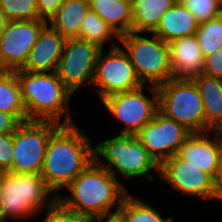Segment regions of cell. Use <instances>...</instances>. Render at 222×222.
<instances>
[{"instance_id": "1", "label": "cell", "mask_w": 222, "mask_h": 222, "mask_svg": "<svg viewBox=\"0 0 222 222\" xmlns=\"http://www.w3.org/2000/svg\"><path fill=\"white\" fill-rule=\"evenodd\" d=\"M80 129L60 124L50 135L40 174L56 196L94 160L93 141Z\"/></svg>"}, {"instance_id": "2", "label": "cell", "mask_w": 222, "mask_h": 222, "mask_svg": "<svg viewBox=\"0 0 222 222\" xmlns=\"http://www.w3.org/2000/svg\"><path fill=\"white\" fill-rule=\"evenodd\" d=\"M57 200L68 210L88 219L117 213L129 193L107 168L93 160L66 188Z\"/></svg>"}, {"instance_id": "3", "label": "cell", "mask_w": 222, "mask_h": 222, "mask_svg": "<svg viewBox=\"0 0 222 222\" xmlns=\"http://www.w3.org/2000/svg\"><path fill=\"white\" fill-rule=\"evenodd\" d=\"M24 102L27 121H53L72 124L69 108L74 94L64 85L56 72L15 70Z\"/></svg>"}, {"instance_id": "4", "label": "cell", "mask_w": 222, "mask_h": 222, "mask_svg": "<svg viewBox=\"0 0 222 222\" xmlns=\"http://www.w3.org/2000/svg\"><path fill=\"white\" fill-rule=\"evenodd\" d=\"M56 201L41 174L3 172L0 176V215L5 222L34 219Z\"/></svg>"}, {"instance_id": "5", "label": "cell", "mask_w": 222, "mask_h": 222, "mask_svg": "<svg viewBox=\"0 0 222 222\" xmlns=\"http://www.w3.org/2000/svg\"><path fill=\"white\" fill-rule=\"evenodd\" d=\"M93 144L94 160L118 180L117 173L125 180L145 177L148 182H154L152 170L159 175L160 165L133 134L119 133Z\"/></svg>"}, {"instance_id": "6", "label": "cell", "mask_w": 222, "mask_h": 222, "mask_svg": "<svg viewBox=\"0 0 222 222\" xmlns=\"http://www.w3.org/2000/svg\"><path fill=\"white\" fill-rule=\"evenodd\" d=\"M119 45H122L144 85L159 86L174 78L169 44L156 35L130 31L120 35Z\"/></svg>"}, {"instance_id": "7", "label": "cell", "mask_w": 222, "mask_h": 222, "mask_svg": "<svg viewBox=\"0 0 222 222\" xmlns=\"http://www.w3.org/2000/svg\"><path fill=\"white\" fill-rule=\"evenodd\" d=\"M158 110L184 125L192 133L205 132V115L200 91L190 78H172L157 86Z\"/></svg>"}, {"instance_id": "8", "label": "cell", "mask_w": 222, "mask_h": 222, "mask_svg": "<svg viewBox=\"0 0 222 222\" xmlns=\"http://www.w3.org/2000/svg\"><path fill=\"white\" fill-rule=\"evenodd\" d=\"M146 92H150V96ZM101 104L111 117L121 123L122 128L118 133L136 135L158 111L157 86L143 85L132 91L105 97Z\"/></svg>"}, {"instance_id": "9", "label": "cell", "mask_w": 222, "mask_h": 222, "mask_svg": "<svg viewBox=\"0 0 222 222\" xmlns=\"http://www.w3.org/2000/svg\"><path fill=\"white\" fill-rule=\"evenodd\" d=\"M59 125L28 120L18 126L13 132L12 173H41L50 135Z\"/></svg>"}, {"instance_id": "10", "label": "cell", "mask_w": 222, "mask_h": 222, "mask_svg": "<svg viewBox=\"0 0 222 222\" xmlns=\"http://www.w3.org/2000/svg\"><path fill=\"white\" fill-rule=\"evenodd\" d=\"M105 51L106 49H101L97 57L92 83L93 91L100 97L99 101L105 97L132 91L144 85L121 45L110 48L106 54Z\"/></svg>"}, {"instance_id": "11", "label": "cell", "mask_w": 222, "mask_h": 222, "mask_svg": "<svg viewBox=\"0 0 222 222\" xmlns=\"http://www.w3.org/2000/svg\"><path fill=\"white\" fill-rule=\"evenodd\" d=\"M101 49L80 38H67L56 70L57 76L75 95L84 85L92 87Z\"/></svg>"}, {"instance_id": "12", "label": "cell", "mask_w": 222, "mask_h": 222, "mask_svg": "<svg viewBox=\"0 0 222 222\" xmlns=\"http://www.w3.org/2000/svg\"><path fill=\"white\" fill-rule=\"evenodd\" d=\"M159 178L177 193L187 195L189 198L214 201L215 180L198 166L190 164L177 154L160 164Z\"/></svg>"}, {"instance_id": "13", "label": "cell", "mask_w": 222, "mask_h": 222, "mask_svg": "<svg viewBox=\"0 0 222 222\" xmlns=\"http://www.w3.org/2000/svg\"><path fill=\"white\" fill-rule=\"evenodd\" d=\"M184 125L165 116L159 110L135 135L148 153L160 165L177 154L183 141L191 134Z\"/></svg>"}, {"instance_id": "14", "label": "cell", "mask_w": 222, "mask_h": 222, "mask_svg": "<svg viewBox=\"0 0 222 222\" xmlns=\"http://www.w3.org/2000/svg\"><path fill=\"white\" fill-rule=\"evenodd\" d=\"M46 25L47 21L42 19L8 21L0 40V64L5 70L15 71L25 65Z\"/></svg>"}, {"instance_id": "15", "label": "cell", "mask_w": 222, "mask_h": 222, "mask_svg": "<svg viewBox=\"0 0 222 222\" xmlns=\"http://www.w3.org/2000/svg\"><path fill=\"white\" fill-rule=\"evenodd\" d=\"M221 154L222 133L220 131L191 133L177 152L180 158L198 166L214 180L218 174Z\"/></svg>"}, {"instance_id": "16", "label": "cell", "mask_w": 222, "mask_h": 222, "mask_svg": "<svg viewBox=\"0 0 222 222\" xmlns=\"http://www.w3.org/2000/svg\"><path fill=\"white\" fill-rule=\"evenodd\" d=\"M65 42L66 38L47 24L21 69L30 72H56Z\"/></svg>"}, {"instance_id": "17", "label": "cell", "mask_w": 222, "mask_h": 222, "mask_svg": "<svg viewBox=\"0 0 222 222\" xmlns=\"http://www.w3.org/2000/svg\"><path fill=\"white\" fill-rule=\"evenodd\" d=\"M174 78H190L202 74L204 57L196 35L184 36L168 43Z\"/></svg>"}, {"instance_id": "18", "label": "cell", "mask_w": 222, "mask_h": 222, "mask_svg": "<svg viewBox=\"0 0 222 222\" xmlns=\"http://www.w3.org/2000/svg\"><path fill=\"white\" fill-rule=\"evenodd\" d=\"M199 23L194 15L179 1L160 18L159 24L152 34L164 42L170 43L173 40L184 36L194 35Z\"/></svg>"}, {"instance_id": "19", "label": "cell", "mask_w": 222, "mask_h": 222, "mask_svg": "<svg viewBox=\"0 0 222 222\" xmlns=\"http://www.w3.org/2000/svg\"><path fill=\"white\" fill-rule=\"evenodd\" d=\"M203 101L205 132L222 130V79L205 74L192 78Z\"/></svg>"}, {"instance_id": "20", "label": "cell", "mask_w": 222, "mask_h": 222, "mask_svg": "<svg viewBox=\"0 0 222 222\" xmlns=\"http://www.w3.org/2000/svg\"><path fill=\"white\" fill-rule=\"evenodd\" d=\"M89 10V0H65L47 24L66 39L79 38L81 22Z\"/></svg>"}, {"instance_id": "21", "label": "cell", "mask_w": 222, "mask_h": 222, "mask_svg": "<svg viewBox=\"0 0 222 222\" xmlns=\"http://www.w3.org/2000/svg\"><path fill=\"white\" fill-rule=\"evenodd\" d=\"M177 0H135L132 5V32L152 33Z\"/></svg>"}, {"instance_id": "22", "label": "cell", "mask_w": 222, "mask_h": 222, "mask_svg": "<svg viewBox=\"0 0 222 222\" xmlns=\"http://www.w3.org/2000/svg\"><path fill=\"white\" fill-rule=\"evenodd\" d=\"M90 10L97 13L119 35L132 31V5L121 0H89Z\"/></svg>"}, {"instance_id": "23", "label": "cell", "mask_w": 222, "mask_h": 222, "mask_svg": "<svg viewBox=\"0 0 222 222\" xmlns=\"http://www.w3.org/2000/svg\"><path fill=\"white\" fill-rule=\"evenodd\" d=\"M79 38L97 45L100 49H105L106 44H109V48L117 47L120 41L118 32L91 10L81 22Z\"/></svg>"}, {"instance_id": "24", "label": "cell", "mask_w": 222, "mask_h": 222, "mask_svg": "<svg viewBox=\"0 0 222 222\" xmlns=\"http://www.w3.org/2000/svg\"><path fill=\"white\" fill-rule=\"evenodd\" d=\"M0 111L15 115L21 122L27 121L26 108L15 71L5 70L0 74Z\"/></svg>"}, {"instance_id": "25", "label": "cell", "mask_w": 222, "mask_h": 222, "mask_svg": "<svg viewBox=\"0 0 222 222\" xmlns=\"http://www.w3.org/2000/svg\"><path fill=\"white\" fill-rule=\"evenodd\" d=\"M118 213L124 222H174L173 216L163 217L159 209L130 192L124 197Z\"/></svg>"}, {"instance_id": "26", "label": "cell", "mask_w": 222, "mask_h": 222, "mask_svg": "<svg viewBox=\"0 0 222 222\" xmlns=\"http://www.w3.org/2000/svg\"><path fill=\"white\" fill-rule=\"evenodd\" d=\"M203 57L222 47V15L200 23L195 33Z\"/></svg>"}, {"instance_id": "27", "label": "cell", "mask_w": 222, "mask_h": 222, "mask_svg": "<svg viewBox=\"0 0 222 222\" xmlns=\"http://www.w3.org/2000/svg\"><path fill=\"white\" fill-rule=\"evenodd\" d=\"M0 12L8 21L39 19L36 0H0Z\"/></svg>"}, {"instance_id": "28", "label": "cell", "mask_w": 222, "mask_h": 222, "mask_svg": "<svg viewBox=\"0 0 222 222\" xmlns=\"http://www.w3.org/2000/svg\"><path fill=\"white\" fill-rule=\"evenodd\" d=\"M200 24L222 15L219 0H179Z\"/></svg>"}, {"instance_id": "29", "label": "cell", "mask_w": 222, "mask_h": 222, "mask_svg": "<svg viewBox=\"0 0 222 222\" xmlns=\"http://www.w3.org/2000/svg\"><path fill=\"white\" fill-rule=\"evenodd\" d=\"M44 213L42 222H91L90 219L66 209L58 200Z\"/></svg>"}, {"instance_id": "30", "label": "cell", "mask_w": 222, "mask_h": 222, "mask_svg": "<svg viewBox=\"0 0 222 222\" xmlns=\"http://www.w3.org/2000/svg\"><path fill=\"white\" fill-rule=\"evenodd\" d=\"M13 133L0 134V171L12 172Z\"/></svg>"}, {"instance_id": "31", "label": "cell", "mask_w": 222, "mask_h": 222, "mask_svg": "<svg viewBox=\"0 0 222 222\" xmlns=\"http://www.w3.org/2000/svg\"><path fill=\"white\" fill-rule=\"evenodd\" d=\"M202 73L222 79V47L204 59Z\"/></svg>"}, {"instance_id": "32", "label": "cell", "mask_w": 222, "mask_h": 222, "mask_svg": "<svg viewBox=\"0 0 222 222\" xmlns=\"http://www.w3.org/2000/svg\"><path fill=\"white\" fill-rule=\"evenodd\" d=\"M65 0H36L39 11V19L48 21L58 11Z\"/></svg>"}, {"instance_id": "33", "label": "cell", "mask_w": 222, "mask_h": 222, "mask_svg": "<svg viewBox=\"0 0 222 222\" xmlns=\"http://www.w3.org/2000/svg\"><path fill=\"white\" fill-rule=\"evenodd\" d=\"M21 123L15 115L0 111V134L13 133Z\"/></svg>"}, {"instance_id": "34", "label": "cell", "mask_w": 222, "mask_h": 222, "mask_svg": "<svg viewBox=\"0 0 222 222\" xmlns=\"http://www.w3.org/2000/svg\"><path fill=\"white\" fill-rule=\"evenodd\" d=\"M216 200L222 202V154L220 157V165H219L218 174L215 179L214 201Z\"/></svg>"}, {"instance_id": "35", "label": "cell", "mask_w": 222, "mask_h": 222, "mask_svg": "<svg viewBox=\"0 0 222 222\" xmlns=\"http://www.w3.org/2000/svg\"><path fill=\"white\" fill-rule=\"evenodd\" d=\"M91 222H124V220L121 215L117 212L109 215L96 217L94 219H91Z\"/></svg>"}, {"instance_id": "36", "label": "cell", "mask_w": 222, "mask_h": 222, "mask_svg": "<svg viewBox=\"0 0 222 222\" xmlns=\"http://www.w3.org/2000/svg\"><path fill=\"white\" fill-rule=\"evenodd\" d=\"M7 23L8 20L0 12V40L3 36Z\"/></svg>"}, {"instance_id": "37", "label": "cell", "mask_w": 222, "mask_h": 222, "mask_svg": "<svg viewBox=\"0 0 222 222\" xmlns=\"http://www.w3.org/2000/svg\"><path fill=\"white\" fill-rule=\"evenodd\" d=\"M121 1H125V2H127V3H129V4H131V5H133L134 2H135V0H121Z\"/></svg>"}, {"instance_id": "38", "label": "cell", "mask_w": 222, "mask_h": 222, "mask_svg": "<svg viewBox=\"0 0 222 222\" xmlns=\"http://www.w3.org/2000/svg\"><path fill=\"white\" fill-rule=\"evenodd\" d=\"M5 71V69L2 67V65L0 64V74H2Z\"/></svg>"}, {"instance_id": "39", "label": "cell", "mask_w": 222, "mask_h": 222, "mask_svg": "<svg viewBox=\"0 0 222 222\" xmlns=\"http://www.w3.org/2000/svg\"><path fill=\"white\" fill-rule=\"evenodd\" d=\"M0 222H5V221L2 219L1 215H0Z\"/></svg>"}, {"instance_id": "40", "label": "cell", "mask_w": 222, "mask_h": 222, "mask_svg": "<svg viewBox=\"0 0 222 222\" xmlns=\"http://www.w3.org/2000/svg\"><path fill=\"white\" fill-rule=\"evenodd\" d=\"M219 2H220V6H221V8H222V0H219Z\"/></svg>"}]
</instances>
